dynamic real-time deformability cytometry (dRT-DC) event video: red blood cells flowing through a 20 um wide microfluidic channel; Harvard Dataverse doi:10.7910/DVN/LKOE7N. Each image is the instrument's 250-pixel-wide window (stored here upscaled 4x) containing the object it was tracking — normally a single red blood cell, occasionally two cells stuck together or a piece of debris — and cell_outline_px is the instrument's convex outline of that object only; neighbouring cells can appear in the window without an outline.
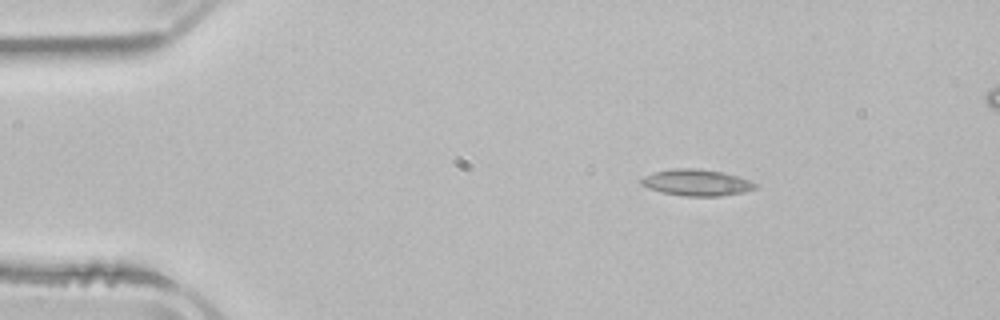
{"species": "common noctule bat (a hibernating species)", "species_latin": "Nyctalus noctula", "temperature_condition": "room temperature", "stored_images_in_passage": 4, "camera_frame_rate_fps": 3000, "um_per_image_px": 0.085, "animal": {"sex": "male", "body_mass_g": 21.5, "forearm_length_mm": 52.0}, "frame": {"image": 1, "passage_image": 2, "time_ms": 1.0, "image_size_px": [1000, 320], "cell_outline_px": [[760, 184], [756, 188], [744, 192], [720, 196], [688, 196], [664, 192], [648, 188], [640, 180], [644, 176], [656, 172], [672, 168], [696, 168], [720, 172], [736, 176]], "centroid_in_image_um": [59.25, 15.52], "position_along_channel_um": 25.7, "area_um2": 17.22}}
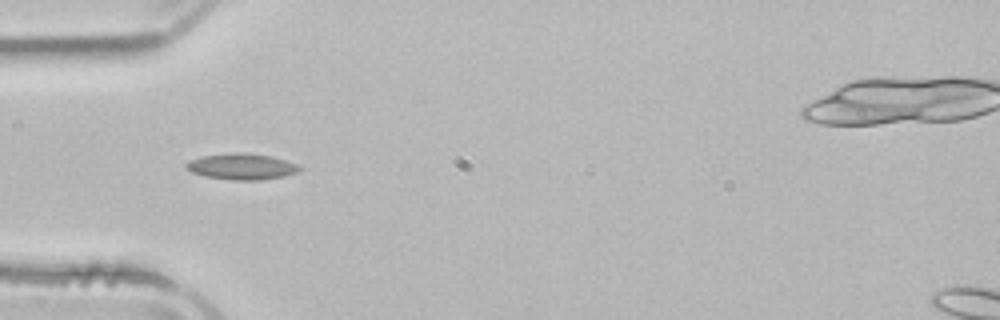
{"frame": {"image": 2, "passage_image": 4, "time_ms": 3.667, "image_size_px": [1000, 320], "cell_outline_px": [[304, 168], [296, 172], [284, 176], [260, 180], [232, 180], [204, 176], [192, 172], [184, 168], [184, 164], [188, 160], [204, 156], [236, 152], [244, 152], [272, 156], [296, 164]], "centroid_in_image_um": [20.52, 14.15], "position_along_channel_um": 64.5, "area_um2": 17.28}}